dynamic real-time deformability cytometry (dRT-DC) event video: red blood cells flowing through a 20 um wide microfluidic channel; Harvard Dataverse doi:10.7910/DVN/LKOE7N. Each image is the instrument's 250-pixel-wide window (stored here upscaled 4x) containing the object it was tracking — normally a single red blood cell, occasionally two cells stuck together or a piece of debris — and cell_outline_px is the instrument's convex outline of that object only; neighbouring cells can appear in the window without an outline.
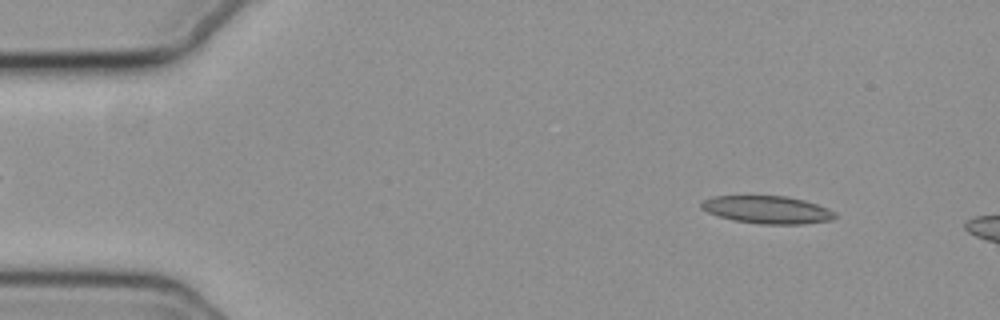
{"species": "common noctule bat (a hibernating species)", "species_latin": "Nyctalus noctula", "temperature_condition": "cold", "stored_images_in_passage": 14, "camera_frame_rate_fps": 3000, "um_per_image_px": 0.085, "animal": {"sex": "female", "body_mass_g": 19.3, "forearm_length_mm": 54.1}, "frame": {"image": 1, "passage_image": 6, "time_ms": 1.667, "image_size_px": [1000, 320], "cell_outline_px": [[836, 216], [832, 220], [800, 224], [760, 224], [732, 220], [708, 212], [700, 208], [700, 200], [712, 196], [788, 196], [804, 200], [828, 208], [836, 212]], "centroid_in_image_um": [65.2, 17.82], "position_along_channel_um": 19.8, "area_um2": 21.68}}